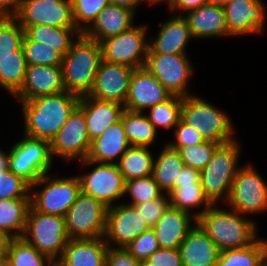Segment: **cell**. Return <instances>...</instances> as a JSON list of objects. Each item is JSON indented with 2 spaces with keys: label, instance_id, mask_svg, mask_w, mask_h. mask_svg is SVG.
I'll use <instances>...</instances> for the list:
<instances>
[{
  "label": "cell",
  "instance_id": "1",
  "mask_svg": "<svg viewBox=\"0 0 267 266\" xmlns=\"http://www.w3.org/2000/svg\"><path fill=\"white\" fill-rule=\"evenodd\" d=\"M80 96L64 91L18 101L22 105L24 135L51 142L79 104Z\"/></svg>",
  "mask_w": 267,
  "mask_h": 266
},
{
  "label": "cell",
  "instance_id": "2",
  "mask_svg": "<svg viewBox=\"0 0 267 266\" xmlns=\"http://www.w3.org/2000/svg\"><path fill=\"white\" fill-rule=\"evenodd\" d=\"M212 204L196 218V223L216 244L219 251L248 247L257 239L256 223L231 209Z\"/></svg>",
  "mask_w": 267,
  "mask_h": 266
},
{
  "label": "cell",
  "instance_id": "3",
  "mask_svg": "<svg viewBox=\"0 0 267 266\" xmlns=\"http://www.w3.org/2000/svg\"><path fill=\"white\" fill-rule=\"evenodd\" d=\"M101 62L100 43L80 34L63 56L61 64L66 91L78 96L88 95Z\"/></svg>",
  "mask_w": 267,
  "mask_h": 266
},
{
  "label": "cell",
  "instance_id": "4",
  "mask_svg": "<svg viewBox=\"0 0 267 266\" xmlns=\"http://www.w3.org/2000/svg\"><path fill=\"white\" fill-rule=\"evenodd\" d=\"M240 144L236 140L221 144L210 162L200 171V182L205 196L212 204L224 199L226 202L233 180L240 166Z\"/></svg>",
  "mask_w": 267,
  "mask_h": 266
},
{
  "label": "cell",
  "instance_id": "5",
  "mask_svg": "<svg viewBox=\"0 0 267 266\" xmlns=\"http://www.w3.org/2000/svg\"><path fill=\"white\" fill-rule=\"evenodd\" d=\"M181 119L205 140L226 144L235 140L234 125L230 117L206 100L194 95L183 97Z\"/></svg>",
  "mask_w": 267,
  "mask_h": 266
},
{
  "label": "cell",
  "instance_id": "6",
  "mask_svg": "<svg viewBox=\"0 0 267 266\" xmlns=\"http://www.w3.org/2000/svg\"><path fill=\"white\" fill-rule=\"evenodd\" d=\"M22 238L56 262L70 240L65 217L40 213L30 206Z\"/></svg>",
  "mask_w": 267,
  "mask_h": 266
},
{
  "label": "cell",
  "instance_id": "7",
  "mask_svg": "<svg viewBox=\"0 0 267 266\" xmlns=\"http://www.w3.org/2000/svg\"><path fill=\"white\" fill-rule=\"evenodd\" d=\"M42 186L38 191L35 187ZM81 191L77 176L51 178L49 173L31 184V206L40 213L65 217Z\"/></svg>",
  "mask_w": 267,
  "mask_h": 266
},
{
  "label": "cell",
  "instance_id": "8",
  "mask_svg": "<svg viewBox=\"0 0 267 266\" xmlns=\"http://www.w3.org/2000/svg\"><path fill=\"white\" fill-rule=\"evenodd\" d=\"M107 209L102 202L80 191L65 215L68 237L103 238L106 232Z\"/></svg>",
  "mask_w": 267,
  "mask_h": 266
},
{
  "label": "cell",
  "instance_id": "9",
  "mask_svg": "<svg viewBox=\"0 0 267 266\" xmlns=\"http://www.w3.org/2000/svg\"><path fill=\"white\" fill-rule=\"evenodd\" d=\"M9 150V170L22 176L30 184L49 173L52 166L50 142L24 135Z\"/></svg>",
  "mask_w": 267,
  "mask_h": 266
},
{
  "label": "cell",
  "instance_id": "10",
  "mask_svg": "<svg viewBox=\"0 0 267 266\" xmlns=\"http://www.w3.org/2000/svg\"><path fill=\"white\" fill-rule=\"evenodd\" d=\"M147 25L132 26L129 30L101 40L102 60L132 67L145 66L148 53Z\"/></svg>",
  "mask_w": 267,
  "mask_h": 266
},
{
  "label": "cell",
  "instance_id": "11",
  "mask_svg": "<svg viewBox=\"0 0 267 266\" xmlns=\"http://www.w3.org/2000/svg\"><path fill=\"white\" fill-rule=\"evenodd\" d=\"M241 215H252L267 210V183L250 164L240 167L225 202Z\"/></svg>",
  "mask_w": 267,
  "mask_h": 266
},
{
  "label": "cell",
  "instance_id": "12",
  "mask_svg": "<svg viewBox=\"0 0 267 266\" xmlns=\"http://www.w3.org/2000/svg\"><path fill=\"white\" fill-rule=\"evenodd\" d=\"M82 166L98 164L90 173L78 175L81 191L90 194L105 206H113L114 202L125 195V181L117 164L95 163L80 160Z\"/></svg>",
  "mask_w": 267,
  "mask_h": 266
},
{
  "label": "cell",
  "instance_id": "13",
  "mask_svg": "<svg viewBox=\"0 0 267 266\" xmlns=\"http://www.w3.org/2000/svg\"><path fill=\"white\" fill-rule=\"evenodd\" d=\"M13 17L21 26L76 28L71 0H23Z\"/></svg>",
  "mask_w": 267,
  "mask_h": 266
},
{
  "label": "cell",
  "instance_id": "14",
  "mask_svg": "<svg viewBox=\"0 0 267 266\" xmlns=\"http://www.w3.org/2000/svg\"><path fill=\"white\" fill-rule=\"evenodd\" d=\"M172 94L186 97L193 66L186 54H147L145 66Z\"/></svg>",
  "mask_w": 267,
  "mask_h": 266
},
{
  "label": "cell",
  "instance_id": "15",
  "mask_svg": "<svg viewBox=\"0 0 267 266\" xmlns=\"http://www.w3.org/2000/svg\"><path fill=\"white\" fill-rule=\"evenodd\" d=\"M119 203L115 202L107 209L104 239L107 245L112 248H125L141 233L150 229L145 219L133 205L124 202Z\"/></svg>",
  "mask_w": 267,
  "mask_h": 266
},
{
  "label": "cell",
  "instance_id": "16",
  "mask_svg": "<svg viewBox=\"0 0 267 266\" xmlns=\"http://www.w3.org/2000/svg\"><path fill=\"white\" fill-rule=\"evenodd\" d=\"M86 120L77 106L50 142V152L66 161L86 159L90 149Z\"/></svg>",
  "mask_w": 267,
  "mask_h": 266
},
{
  "label": "cell",
  "instance_id": "17",
  "mask_svg": "<svg viewBox=\"0 0 267 266\" xmlns=\"http://www.w3.org/2000/svg\"><path fill=\"white\" fill-rule=\"evenodd\" d=\"M171 96L165 86L145 67L134 69L124 108L133 112H144Z\"/></svg>",
  "mask_w": 267,
  "mask_h": 266
},
{
  "label": "cell",
  "instance_id": "18",
  "mask_svg": "<svg viewBox=\"0 0 267 266\" xmlns=\"http://www.w3.org/2000/svg\"><path fill=\"white\" fill-rule=\"evenodd\" d=\"M133 71L132 67L102 60L88 96L124 105Z\"/></svg>",
  "mask_w": 267,
  "mask_h": 266
},
{
  "label": "cell",
  "instance_id": "19",
  "mask_svg": "<svg viewBox=\"0 0 267 266\" xmlns=\"http://www.w3.org/2000/svg\"><path fill=\"white\" fill-rule=\"evenodd\" d=\"M261 0H232L223 8L228 36L260 33L265 24V7Z\"/></svg>",
  "mask_w": 267,
  "mask_h": 266
},
{
  "label": "cell",
  "instance_id": "20",
  "mask_svg": "<svg viewBox=\"0 0 267 266\" xmlns=\"http://www.w3.org/2000/svg\"><path fill=\"white\" fill-rule=\"evenodd\" d=\"M64 91L66 89L61 65H27L24 83L13 97L17 101H27Z\"/></svg>",
  "mask_w": 267,
  "mask_h": 266
},
{
  "label": "cell",
  "instance_id": "21",
  "mask_svg": "<svg viewBox=\"0 0 267 266\" xmlns=\"http://www.w3.org/2000/svg\"><path fill=\"white\" fill-rule=\"evenodd\" d=\"M161 29L157 36L148 40L147 54H187L185 50L190 39H194L184 16L172 15L165 23L160 22Z\"/></svg>",
  "mask_w": 267,
  "mask_h": 266
},
{
  "label": "cell",
  "instance_id": "22",
  "mask_svg": "<svg viewBox=\"0 0 267 266\" xmlns=\"http://www.w3.org/2000/svg\"><path fill=\"white\" fill-rule=\"evenodd\" d=\"M78 107L83 111L90 142L106 130L107 127L121 120L125 110L123 104L80 96Z\"/></svg>",
  "mask_w": 267,
  "mask_h": 266
},
{
  "label": "cell",
  "instance_id": "23",
  "mask_svg": "<svg viewBox=\"0 0 267 266\" xmlns=\"http://www.w3.org/2000/svg\"><path fill=\"white\" fill-rule=\"evenodd\" d=\"M108 247L104 237L70 239L55 266H105Z\"/></svg>",
  "mask_w": 267,
  "mask_h": 266
},
{
  "label": "cell",
  "instance_id": "24",
  "mask_svg": "<svg viewBox=\"0 0 267 266\" xmlns=\"http://www.w3.org/2000/svg\"><path fill=\"white\" fill-rule=\"evenodd\" d=\"M196 223L193 214L169 206L152 227L160 248L177 249ZM191 221V222H190Z\"/></svg>",
  "mask_w": 267,
  "mask_h": 266
},
{
  "label": "cell",
  "instance_id": "25",
  "mask_svg": "<svg viewBox=\"0 0 267 266\" xmlns=\"http://www.w3.org/2000/svg\"><path fill=\"white\" fill-rule=\"evenodd\" d=\"M130 146L121 117L119 122L107 127L100 137L91 141L86 159L95 163L117 164Z\"/></svg>",
  "mask_w": 267,
  "mask_h": 266
},
{
  "label": "cell",
  "instance_id": "26",
  "mask_svg": "<svg viewBox=\"0 0 267 266\" xmlns=\"http://www.w3.org/2000/svg\"><path fill=\"white\" fill-rule=\"evenodd\" d=\"M183 266H216L220 254L216 244L195 223L180 245Z\"/></svg>",
  "mask_w": 267,
  "mask_h": 266
},
{
  "label": "cell",
  "instance_id": "27",
  "mask_svg": "<svg viewBox=\"0 0 267 266\" xmlns=\"http://www.w3.org/2000/svg\"><path fill=\"white\" fill-rule=\"evenodd\" d=\"M135 15L128 8L108 4L83 34L97 42L117 36L133 26Z\"/></svg>",
  "mask_w": 267,
  "mask_h": 266
},
{
  "label": "cell",
  "instance_id": "28",
  "mask_svg": "<svg viewBox=\"0 0 267 266\" xmlns=\"http://www.w3.org/2000/svg\"><path fill=\"white\" fill-rule=\"evenodd\" d=\"M194 38L228 36L225 11L222 6L206 4L184 16Z\"/></svg>",
  "mask_w": 267,
  "mask_h": 266
},
{
  "label": "cell",
  "instance_id": "29",
  "mask_svg": "<svg viewBox=\"0 0 267 266\" xmlns=\"http://www.w3.org/2000/svg\"><path fill=\"white\" fill-rule=\"evenodd\" d=\"M31 198L0 199V231L5 237L22 238Z\"/></svg>",
  "mask_w": 267,
  "mask_h": 266
},
{
  "label": "cell",
  "instance_id": "30",
  "mask_svg": "<svg viewBox=\"0 0 267 266\" xmlns=\"http://www.w3.org/2000/svg\"><path fill=\"white\" fill-rule=\"evenodd\" d=\"M22 27L24 35L29 40L48 45V47L57 50L63 56L70 50L72 43L76 40L75 38L82 34L77 28H59L50 25Z\"/></svg>",
  "mask_w": 267,
  "mask_h": 266
},
{
  "label": "cell",
  "instance_id": "31",
  "mask_svg": "<svg viewBox=\"0 0 267 266\" xmlns=\"http://www.w3.org/2000/svg\"><path fill=\"white\" fill-rule=\"evenodd\" d=\"M184 166L178 150L165 143L153 167V177L163 192L168 194L175 188L176 179Z\"/></svg>",
  "mask_w": 267,
  "mask_h": 266
},
{
  "label": "cell",
  "instance_id": "32",
  "mask_svg": "<svg viewBox=\"0 0 267 266\" xmlns=\"http://www.w3.org/2000/svg\"><path fill=\"white\" fill-rule=\"evenodd\" d=\"M154 160L148 147L130 146L117 165L126 182L153 175Z\"/></svg>",
  "mask_w": 267,
  "mask_h": 266
},
{
  "label": "cell",
  "instance_id": "33",
  "mask_svg": "<svg viewBox=\"0 0 267 266\" xmlns=\"http://www.w3.org/2000/svg\"><path fill=\"white\" fill-rule=\"evenodd\" d=\"M122 124L131 146L150 147L157 139L158 131L149 121L146 112L124 110Z\"/></svg>",
  "mask_w": 267,
  "mask_h": 266
},
{
  "label": "cell",
  "instance_id": "34",
  "mask_svg": "<svg viewBox=\"0 0 267 266\" xmlns=\"http://www.w3.org/2000/svg\"><path fill=\"white\" fill-rule=\"evenodd\" d=\"M168 195L171 207L186 211L190 214H192L191 209L202 205L201 207H204V209L193 212L195 219L212 205L205 196L201 183L175 185V188L168 193Z\"/></svg>",
  "mask_w": 267,
  "mask_h": 266
},
{
  "label": "cell",
  "instance_id": "35",
  "mask_svg": "<svg viewBox=\"0 0 267 266\" xmlns=\"http://www.w3.org/2000/svg\"><path fill=\"white\" fill-rule=\"evenodd\" d=\"M27 63L22 47L16 56L0 58V86L14 96L22 87Z\"/></svg>",
  "mask_w": 267,
  "mask_h": 266
},
{
  "label": "cell",
  "instance_id": "36",
  "mask_svg": "<svg viewBox=\"0 0 267 266\" xmlns=\"http://www.w3.org/2000/svg\"><path fill=\"white\" fill-rule=\"evenodd\" d=\"M7 259L12 266H55L54 261L23 238L10 239Z\"/></svg>",
  "mask_w": 267,
  "mask_h": 266
},
{
  "label": "cell",
  "instance_id": "37",
  "mask_svg": "<svg viewBox=\"0 0 267 266\" xmlns=\"http://www.w3.org/2000/svg\"><path fill=\"white\" fill-rule=\"evenodd\" d=\"M183 97L172 95L163 103L148 108L150 114H147L149 121L158 131V127L167 130L173 128L181 119V104Z\"/></svg>",
  "mask_w": 267,
  "mask_h": 266
},
{
  "label": "cell",
  "instance_id": "38",
  "mask_svg": "<svg viewBox=\"0 0 267 266\" xmlns=\"http://www.w3.org/2000/svg\"><path fill=\"white\" fill-rule=\"evenodd\" d=\"M23 37L24 29L13 16L0 17V58L16 56Z\"/></svg>",
  "mask_w": 267,
  "mask_h": 266
},
{
  "label": "cell",
  "instance_id": "39",
  "mask_svg": "<svg viewBox=\"0 0 267 266\" xmlns=\"http://www.w3.org/2000/svg\"><path fill=\"white\" fill-rule=\"evenodd\" d=\"M22 49L27 65L58 66L62 64L63 55L57 50L41 42L29 40L25 35Z\"/></svg>",
  "mask_w": 267,
  "mask_h": 266
},
{
  "label": "cell",
  "instance_id": "40",
  "mask_svg": "<svg viewBox=\"0 0 267 266\" xmlns=\"http://www.w3.org/2000/svg\"><path fill=\"white\" fill-rule=\"evenodd\" d=\"M261 264L260 239L244 248L221 251L216 266H259Z\"/></svg>",
  "mask_w": 267,
  "mask_h": 266
},
{
  "label": "cell",
  "instance_id": "41",
  "mask_svg": "<svg viewBox=\"0 0 267 266\" xmlns=\"http://www.w3.org/2000/svg\"><path fill=\"white\" fill-rule=\"evenodd\" d=\"M221 144L206 140L201 144L172 147L180 153L183 164L201 171L212 159L215 150Z\"/></svg>",
  "mask_w": 267,
  "mask_h": 266
},
{
  "label": "cell",
  "instance_id": "42",
  "mask_svg": "<svg viewBox=\"0 0 267 266\" xmlns=\"http://www.w3.org/2000/svg\"><path fill=\"white\" fill-rule=\"evenodd\" d=\"M76 28L84 33L96 20L98 14L110 4L109 0H71Z\"/></svg>",
  "mask_w": 267,
  "mask_h": 266
},
{
  "label": "cell",
  "instance_id": "43",
  "mask_svg": "<svg viewBox=\"0 0 267 266\" xmlns=\"http://www.w3.org/2000/svg\"><path fill=\"white\" fill-rule=\"evenodd\" d=\"M125 194L130 195L131 201L127 204L135 205L161 197L164 192L155 182L153 175L133 179L125 182Z\"/></svg>",
  "mask_w": 267,
  "mask_h": 266
},
{
  "label": "cell",
  "instance_id": "44",
  "mask_svg": "<svg viewBox=\"0 0 267 266\" xmlns=\"http://www.w3.org/2000/svg\"><path fill=\"white\" fill-rule=\"evenodd\" d=\"M31 184L12 171H0V199L31 198Z\"/></svg>",
  "mask_w": 267,
  "mask_h": 266
},
{
  "label": "cell",
  "instance_id": "45",
  "mask_svg": "<svg viewBox=\"0 0 267 266\" xmlns=\"http://www.w3.org/2000/svg\"><path fill=\"white\" fill-rule=\"evenodd\" d=\"M125 248L136 259L144 261L160 247L153 229L150 228L149 230L141 233Z\"/></svg>",
  "mask_w": 267,
  "mask_h": 266
},
{
  "label": "cell",
  "instance_id": "46",
  "mask_svg": "<svg viewBox=\"0 0 267 266\" xmlns=\"http://www.w3.org/2000/svg\"><path fill=\"white\" fill-rule=\"evenodd\" d=\"M137 212L145 219L146 223L152 228L163 216L170 206L169 195L165 193L159 197L143 203L133 205Z\"/></svg>",
  "mask_w": 267,
  "mask_h": 266
},
{
  "label": "cell",
  "instance_id": "47",
  "mask_svg": "<svg viewBox=\"0 0 267 266\" xmlns=\"http://www.w3.org/2000/svg\"><path fill=\"white\" fill-rule=\"evenodd\" d=\"M173 131L175 140L167 143L170 147L190 146L206 141L197 130L186 124L182 119H180Z\"/></svg>",
  "mask_w": 267,
  "mask_h": 266
},
{
  "label": "cell",
  "instance_id": "48",
  "mask_svg": "<svg viewBox=\"0 0 267 266\" xmlns=\"http://www.w3.org/2000/svg\"><path fill=\"white\" fill-rule=\"evenodd\" d=\"M144 266H183L180 249L159 248L143 261Z\"/></svg>",
  "mask_w": 267,
  "mask_h": 266
},
{
  "label": "cell",
  "instance_id": "49",
  "mask_svg": "<svg viewBox=\"0 0 267 266\" xmlns=\"http://www.w3.org/2000/svg\"><path fill=\"white\" fill-rule=\"evenodd\" d=\"M105 266H144L143 261L136 259L126 248L108 247Z\"/></svg>",
  "mask_w": 267,
  "mask_h": 266
},
{
  "label": "cell",
  "instance_id": "50",
  "mask_svg": "<svg viewBox=\"0 0 267 266\" xmlns=\"http://www.w3.org/2000/svg\"><path fill=\"white\" fill-rule=\"evenodd\" d=\"M209 3V0H170L168 9L178 15L183 16V12H190L196 8ZM179 10V12H178Z\"/></svg>",
  "mask_w": 267,
  "mask_h": 266
},
{
  "label": "cell",
  "instance_id": "51",
  "mask_svg": "<svg viewBox=\"0 0 267 266\" xmlns=\"http://www.w3.org/2000/svg\"><path fill=\"white\" fill-rule=\"evenodd\" d=\"M200 182V171L191 167L184 166L177 177L175 185H187Z\"/></svg>",
  "mask_w": 267,
  "mask_h": 266
},
{
  "label": "cell",
  "instance_id": "52",
  "mask_svg": "<svg viewBox=\"0 0 267 266\" xmlns=\"http://www.w3.org/2000/svg\"><path fill=\"white\" fill-rule=\"evenodd\" d=\"M23 0H0V17L14 16Z\"/></svg>",
  "mask_w": 267,
  "mask_h": 266
},
{
  "label": "cell",
  "instance_id": "53",
  "mask_svg": "<svg viewBox=\"0 0 267 266\" xmlns=\"http://www.w3.org/2000/svg\"><path fill=\"white\" fill-rule=\"evenodd\" d=\"M110 4L125 7L130 9L136 14V8L139 6L140 3L143 2V0H109Z\"/></svg>",
  "mask_w": 267,
  "mask_h": 266
},
{
  "label": "cell",
  "instance_id": "54",
  "mask_svg": "<svg viewBox=\"0 0 267 266\" xmlns=\"http://www.w3.org/2000/svg\"><path fill=\"white\" fill-rule=\"evenodd\" d=\"M0 171H9V152L0 150Z\"/></svg>",
  "mask_w": 267,
  "mask_h": 266
},
{
  "label": "cell",
  "instance_id": "55",
  "mask_svg": "<svg viewBox=\"0 0 267 266\" xmlns=\"http://www.w3.org/2000/svg\"><path fill=\"white\" fill-rule=\"evenodd\" d=\"M10 240H0V263L7 258V249Z\"/></svg>",
  "mask_w": 267,
  "mask_h": 266
},
{
  "label": "cell",
  "instance_id": "56",
  "mask_svg": "<svg viewBox=\"0 0 267 266\" xmlns=\"http://www.w3.org/2000/svg\"><path fill=\"white\" fill-rule=\"evenodd\" d=\"M261 245V263L263 266H267V241L260 239Z\"/></svg>",
  "mask_w": 267,
  "mask_h": 266
},
{
  "label": "cell",
  "instance_id": "57",
  "mask_svg": "<svg viewBox=\"0 0 267 266\" xmlns=\"http://www.w3.org/2000/svg\"><path fill=\"white\" fill-rule=\"evenodd\" d=\"M232 0H209V4L218 5L224 7L228 2Z\"/></svg>",
  "mask_w": 267,
  "mask_h": 266
},
{
  "label": "cell",
  "instance_id": "58",
  "mask_svg": "<svg viewBox=\"0 0 267 266\" xmlns=\"http://www.w3.org/2000/svg\"><path fill=\"white\" fill-rule=\"evenodd\" d=\"M144 2L146 1V2H148L149 4H155V3H163V2H167V5L169 6V3H170V0H143Z\"/></svg>",
  "mask_w": 267,
  "mask_h": 266
},
{
  "label": "cell",
  "instance_id": "59",
  "mask_svg": "<svg viewBox=\"0 0 267 266\" xmlns=\"http://www.w3.org/2000/svg\"><path fill=\"white\" fill-rule=\"evenodd\" d=\"M0 266H12L10 261L6 258L3 262L0 263Z\"/></svg>",
  "mask_w": 267,
  "mask_h": 266
},
{
  "label": "cell",
  "instance_id": "60",
  "mask_svg": "<svg viewBox=\"0 0 267 266\" xmlns=\"http://www.w3.org/2000/svg\"><path fill=\"white\" fill-rule=\"evenodd\" d=\"M11 238L5 237L0 231V240H10Z\"/></svg>",
  "mask_w": 267,
  "mask_h": 266
}]
</instances>
